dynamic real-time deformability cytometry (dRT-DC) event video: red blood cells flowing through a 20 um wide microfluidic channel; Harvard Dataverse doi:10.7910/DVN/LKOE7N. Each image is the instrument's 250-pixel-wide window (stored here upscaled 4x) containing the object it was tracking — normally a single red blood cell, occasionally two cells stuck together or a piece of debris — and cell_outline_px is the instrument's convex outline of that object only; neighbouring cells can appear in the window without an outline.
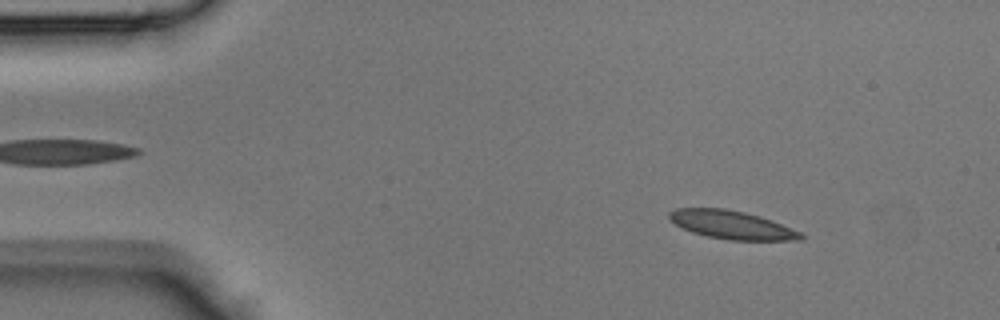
{"species": "Egyptian fruit bat (a non-hibernating species)", "species_latin": "Rousettus aegyptiacus", "temperature_condition": "room temperature", "stored_images_in_passage": 42, "camera_frame_rate_fps": 3000, "um_per_image_px": 0.085, "animal": {"sex": "male"}, "frame": {"image": 1, "passage_image": 5, "time_ms": 1.333, "image_size_px": [1000, 320], "cell_outline_px": [[804, 240], [728, 240], [708, 236], [692, 232], [668, 220], [668, 212], [676, 208], [724, 208], [744, 212], [760, 216], [772, 220], [800, 232], [804, 236]], "centroid_in_image_um": [62.18, 19.11], "position_along_channel_um": 22.8, "area_um2": 21.68}}
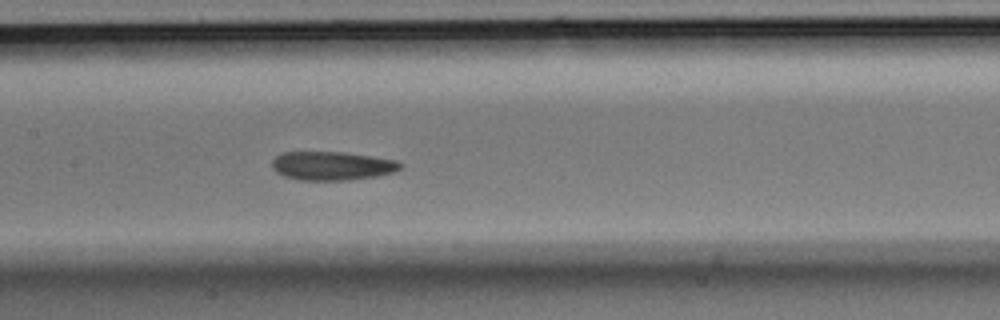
{"frame": {"image": 2, "passage_image": 20, "time_ms": 6.333, "image_size_px": [1000, 320], "cell_outline_px": [[404, 164], [400, 168], [392, 172], [376, 176], [348, 180], [300, 180], [284, 176], [276, 172], [272, 168], [272, 160], [280, 152], [344, 152], [372, 156], [396, 160]], "centroid_in_image_um": [28.2, 14.09], "position_along_channel_um": 179.2, "area_um2": 21.5}}
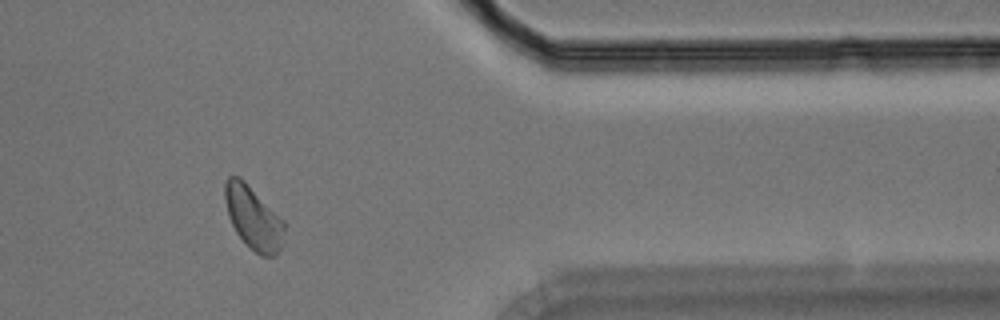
{"frame": {"image": 3, "passage_image": 35, "time_ms": 11.333, "image_size_px": [1000, 320], "cell_outline_px": [[284, 228], [280, 248], [276, 256], [260, 256], [236, 232], [228, 216], [224, 200], [224, 184], [228, 176], [240, 176], [284, 220]], "centroid_in_image_um": [21.51, 18.48], "position_along_channel_um": 389.9, "area_um2": 21.62}}